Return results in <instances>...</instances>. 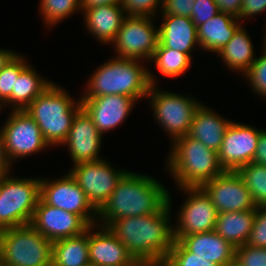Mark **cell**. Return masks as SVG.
Listing matches in <instances>:
<instances>
[{"label":"cell","mask_w":266,"mask_h":266,"mask_svg":"<svg viewBox=\"0 0 266 266\" xmlns=\"http://www.w3.org/2000/svg\"><path fill=\"white\" fill-rule=\"evenodd\" d=\"M156 212L113 221L109 230L126 247L136 262L165 260L173 246V196ZM173 206V207H172Z\"/></svg>","instance_id":"6da1fadb"},{"label":"cell","mask_w":266,"mask_h":266,"mask_svg":"<svg viewBox=\"0 0 266 266\" xmlns=\"http://www.w3.org/2000/svg\"><path fill=\"white\" fill-rule=\"evenodd\" d=\"M128 170L118 181L106 203L98 211L97 224L108 227L124 217L156 213L167 201V186L148 173Z\"/></svg>","instance_id":"7a4b0ae2"},{"label":"cell","mask_w":266,"mask_h":266,"mask_svg":"<svg viewBox=\"0 0 266 266\" xmlns=\"http://www.w3.org/2000/svg\"><path fill=\"white\" fill-rule=\"evenodd\" d=\"M149 67V64L139 60L111 55L86 79L80 97L118 94L133 97L138 103L145 101L151 87Z\"/></svg>","instance_id":"3957f363"},{"label":"cell","mask_w":266,"mask_h":266,"mask_svg":"<svg viewBox=\"0 0 266 266\" xmlns=\"http://www.w3.org/2000/svg\"><path fill=\"white\" fill-rule=\"evenodd\" d=\"M168 147L163 169L176 188L201 187L224 171L217 152L188 135L177 138Z\"/></svg>","instance_id":"277c9868"},{"label":"cell","mask_w":266,"mask_h":266,"mask_svg":"<svg viewBox=\"0 0 266 266\" xmlns=\"http://www.w3.org/2000/svg\"><path fill=\"white\" fill-rule=\"evenodd\" d=\"M82 108L80 94L73 96L54 82L34 99L25 111L37 123L46 142L59 148L67 139L73 119Z\"/></svg>","instance_id":"5b68a950"},{"label":"cell","mask_w":266,"mask_h":266,"mask_svg":"<svg viewBox=\"0 0 266 266\" xmlns=\"http://www.w3.org/2000/svg\"><path fill=\"white\" fill-rule=\"evenodd\" d=\"M161 87L151 85L146 103L154 124L165 132L171 145L177 138L188 135L193 117L203 103L192 93L181 94Z\"/></svg>","instance_id":"8992f818"},{"label":"cell","mask_w":266,"mask_h":266,"mask_svg":"<svg viewBox=\"0 0 266 266\" xmlns=\"http://www.w3.org/2000/svg\"><path fill=\"white\" fill-rule=\"evenodd\" d=\"M15 174L0 177V231L30 224L40 199L41 176Z\"/></svg>","instance_id":"52a82bcc"},{"label":"cell","mask_w":266,"mask_h":266,"mask_svg":"<svg viewBox=\"0 0 266 266\" xmlns=\"http://www.w3.org/2000/svg\"><path fill=\"white\" fill-rule=\"evenodd\" d=\"M53 242L31 224L0 231V266H52Z\"/></svg>","instance_id":"ba28073f"},{"label":"cell","mask_w":266,"mask_h":266,"mask_svg":"<svg viewBox=\"0 0 266 266\" xmlns=\"http://www.w3.org/2000/svg\"><path fill=\"white\" fill-rule=\"evenodd\" d=\"M157 22L155 17L126 16L110 44L113 56L149 64L159 43Z\"/></svg>","instance_id":"9c48e42d"},{"label":"cell","mask_w":266,"mask_h":266,"mask_svg":"<svg viewBox=\"0 0 266 266\" xmlns=\"http://www.w3.org/2000/svg\"><path fill=\"white\" fill-rule=\"evenodd\" d=\"M5 119L4 123L0 124V131L7 157L13 166L18 164L19 160L52 149L37 123L25 110L10 111Z\"/></svg>","instance_id":"30bf717a"},{"label":"cell","mask_w":266,"mask_h":266,"mask_svg":"<svg viewBox=\"0 0 266 266\" xmlns=\"http://www.w3.org/2000/svg\"><path fill=\"white\" fill-rule=\"evenodd\" d=\"M183 201L173 219L174 240L183 236L214 230L218 212L210 197L201 187L177 188Z\"/></svg>","instance_id":"8fae6325"},{"label":"cell","mask_w":266,"mask_h":266,"mask_svg":"<svg viewBox=\"0 0 266 266\" xmlns=\"http://www.w3.org/2000/svg\"><path fill=\"white\" fill-rule=\"evenodd\" d=\"M59 177L41 176L40 199L52 206L79 215L89 226L97 224L98 211L66 170Z\"/></svg>","instance_id":"7c38bea8"},{"label":"cell","mask_w":266,"mask_h":266,"mask_svg":"<svg viewBox=\"0 0 266 266\" xmlns=\"http://www.w3.org/2000/svg\"><path fill=\"white\" fill-rule=\"evenodd\" d=\"M67 171L84 191L92 206L99 211L128 170L115 167L105 158L74 165Z\"/></svg>","instance_id":"4fadbf2b"},{"label":"cell","mask_w":266,"mask_h":266,"mask_svg":"<svg viewBox=\"0 0 266 266\" xmlns=\"http://www.w3.org/2000/svg\"><path fill=\"white\" fill-rule=\"evenodd\" d=\"M251 123L231 122L225 131L222 146L217 152L218 161L224 171H238L253 161L260 128Z\"/></svg>","instance_id":"5bb4252c"},{"label":"cell","mask_w":266,"mask_h":266,"mask_svg":"<svg viewBox=\"0 0 266 266\" xmlns=\"http://www.w3.org/2000/svg\"><path fill=\"white\" fill-rule=\"evenodd\" d=\"M201 188L210 197L218 213L256 209L250 191L237 171H223Z\"/></svg>","instance_id":"9a60e30c"},{"label":"cell","mask_w":266,"mask_h":266,"mask_svg":"<svg viewBox=\"0 0 266 266\" xmlns=\"http://www.w3.org/2000/svg\"><path fill=\"white\" fill-rule=\"evenodd\" d=\"M103 138L89 114L81 108L73 119L67 139L60 147H65L68 151L67 156L73 167L80 163L105 159L101 153Z\"/></svg>","instance_id":"2e32d148"},{"label":"cell","mask_w":266,"mask_h":266,"mask_svg":"<svg viewBox=\"0 0 266 266\" xmlns=\"http://www.w3.org/2000/svg\"><path fill=\"white\" fill-rule=\"evenodd\" d=\"M80 98L82 108L89 114L103 137L121 127L139 104L133 97L118 94Z\"/></svg>","instance_id":"e0dca14e"},{"label":"cell","mask_w":266,"mask_h":266,"mask_svg":"<svg viewBox=\"0 0 266 266\" xmlns=\"http://www.w3.org/2000/svg\"><path fill=\"white\" fill-rule=\"evenodd\" d=\"M30 224L51 242L80 235L89 227L79 215L52 207L41 199Z\"/></svg>","instance_id":"ac0fdd59"},{"label":"cell","mask_w":266,"mask_h":266,"mask_svg":"<svg viewBox=\"0 0 266 266\" xmlns=\"http://www.w3.org/2000/svg\"><path fill=\"white\" fill-rule=\"evenodd\" d=\"M88 246L90 266H132L136 262L108 227L89 226Z\"/></svg>","instance_id":"d6986e66"},{"label":"cell","mask_w":266,"mask_h":266,"mask_svg":"<svg viewBox=\"0 0 266 266\" xmlns=\"http://www.w3.org/2000/svg\"><path fill=\"white\" fill-rule=\"evenodd\" d=\"M156 19L159 21V43L162 46L186 53L192 58L195 50L198 51L197 48L200 50L197 26L191 18L171 14H158Z\"/></svg>","instance_id":"ffe728a7"},{"label":"cell","mask_w":266,"mask_h":266,"mask_svg":"<svg viewBox=\"0 0 266 266\" xmlns=\"http://www.w3.org/2000/svg\"><path fill=\"white\" fill-rule=\"evenodd\" d=\"M82 17L86 34L101 46L110 47L126 15L120 4H110L84 9Z\"/></svg>","instance_id":"44dd1931"},{"label":"cell","mask_w":266,"mask_h":266,"mask_svg":"<svg viewBox=\"0 0 266 266\" xmlns=\"http://www.w3.org/2000/svg\"><path fill=\"white\" fill-rule=\"evenodd\" d=\"M187 251L218 266H233L235 247L214 230L183 236L178 241Z\"/></svg>","instance_id":"7402d4cb"},{"label":"cell","mask_w":266,"mask_h":266,"mask_svg":"<svg viewBox=\"0 0 266 266\" xmlns=\"http://www.w3.org/2000/svg\"><path fill=\"white\" fill-rule=\"evenodd\" d=\"M221 115L217 109L202 104L196 111L188 136L200 141L207 148L216 152L220 150L224 134L233 120Z\"/></svg>","instance_id":"603a6c76"},{"label":"cell","mask_w":266,"mask_h":266,"mask_svg":"<svg viewBox=\"0 0 266 266\" xmlns=\"http://www.w3.org/2000/svg\"><path fill=\"white\" fill-rule=\"evenodd\" d=\"M247 24H242L234 33L231 40L214 56L218 57L227 68L241 77L248 71L257 58L255 45L251 34L246 30ZM250 34V35H249Z\"/></svg>","instance_id":"cb8c5ba5"},{"label":"cell","mask_w":266,"mask_h":266,"mask_svg":"<svg viewBox=\"0 0 266 266\" xmlns=\"http://www.w3.org/2000/svg\"><path fill=\"white\" fill-rule=\"evenodd\" d=\"M243 23L236 17L219 12L197 27L200 52L217 54L233 37ZM204 51V52H203Z\"/></svg>","instance_id":"d4e9b609"},{"label":"cell","mask_w":266,"mask_h":266,"mask_svg":"<svg viewBox=\"0 0 266 266\" xmlns=\"http://www.w3.org/2000/svg\"><path fill=\"white\" fill-rule=\"evenodd\" d=\"M193 59L190 55L176 51L170 48H166L158 43L156 50L154 51L153 57L151 58L149 64L151 63V67L149 68V80L151 85H160L161 79H177L181 76H185V73L193 66ZM154 72H152V71ZM159 73V75L154 74ZM161 76V79H160ZM159 78V79H158ZM159 83V84H158Z\"/></svg>","instance_id":"484cf974"},{"label":"cell","mask_w":266,"mask_h":266,"mask_svg":"<svg viewBox=\"0 0 266 266\" xmlns=\"http://www.w3.org/2000/svg\"><path fill=\"white\" fill-rule=\"evenodd\" d=\"M40 74L30 63L15 79L11 94V111L25 110L30 103L41 95L54 81Z\"/></svg>","instance_id":"4316f807"},{"label":"cell","mask_w":266,"mask_h":266,"mask_svg":"<svg viewBox=\"0 0 266 266\" xmlns=\"http://www.w3.org/2000/svg\"><path fill=\"white\" fill-rule=\"evenodd\" d=\"M254 218L255 210L221 212L217 215L214 231L236 248L248 241Z\"/></svg>","instance_id":"83f0119b"},{"label":"cell","mask_w":266,"mask_h":266,"mask_svg":"<svg viewBox=\"0 0 266 266\" xmlns=\"http://www.w3.org/2000/svg\"><path fill=\"white\" fill-rule=\"evenodd\" d=\"M52 266H90L88 228L80 235L53 242Z\"/></svg>","instance_id":"f1b7e54d"},{"label":"cell","mask_w":266,"mask_h":266,"mask_svg":"<svg viewBox=\"0 0 266 266\" xmlns=\"http://www.w3.org/2000/svg\"><path fill=\"white\" fill-rule=\"evenodd\" d=\"M37 5L39 19L48 31L78 12L82 15L81 0H40Z\"/></svg>","instance_id":"f546056e"},{"label":"cell","mask_w":266,"mask_h":266,"mask_svg":"<svg viewBox=\"0 0 266 266\" xmlns=\"http://www.w3.org/2000/svg\"><path fill=\"white\" fill-rule=\"evenodd\" d=\"M28 58L30 57L18 52L0 72V115L4 110L11 111V94L14 90L15 79L30 63Z\"/></svg>","instance_id":"4dcf8cb0"},{"label":"cell","mask_w":266,"mask_h":266,"mask_svg":"<svg viewBox=\"0 0 266 266\" xmlns=\"http://www.w3.org/2000/svg\"><path fill=\"white\" fill-rule=\"evenodd\" d=\"M256 206H266V165L250 162L237 171Z\"/></svg>","instance_id":"1f68e13d"},{"label":"cell","mask_w":266,"mask_h":266,"mask_svg":"<svg viewBox=\"0 0 266 266\" xmlns=\"http://www.w3.org/2000/svg\"><path fill=\"white\" fill-rule=\"evenodd\" d=\"M260 51L242 78L247 82L249 92L252 91L254 97H260L259 100L266 103V48L262 47Z\"/></svg>","instance_id":"d6a6232c"},{"label":"cell","mask_w":266,"mask_h":266,"mask_svg":"<svg viewBox=\"0 0 266 266\" xmlns=\"http://www.w3.org/2000/svg\"><path fill=\"white\" fill-rule=\"evenodd\" d=\"M166 266H218L214 262L197 256L187 251L178 241L174 240L173 246L165 259Z\"/></svg>","instance_id":"836d02e7"},{"label":"cell","mask_w":266,"mask_h":266,"mask_svg":"<svg viewBox=\"0 0 266 266\" xmlns=\"http://www.w3.org/2000/svg\"><path fill=\"white\" fill-rule=\"evenodd\" d=\"M126 16L158 17L162 0H120Z\"/></svg>","instance_id":"e575fe53"},{"label":"cell","mask_w":266,"mask_h":266,"mask_svg":"<svg viewBox=\"0 0 266 266\" xmlns=\"http://www.w3.org/2000/svg\"><path fill=\"white\" fill-rule=\"evenodd\" d=\"M233 266H266V248L249 244L236 247Z\"/></svg>","instance_id":"d590c367"},{"label":"cell","mask_w":266,"mask_h":266,"mask_svg":"<svg viewBox=\"0 0 266 266\" xmlns=\"http://www.w3.org/2000/svg\"><path fill=\"white\" fill-rule=\"evenodd\" d=\"M246 244L266 248V206H256L253 228Z\"/></svg>","instance_id":"8d00e7d4"},{"label":"cell","mask_w":266,"mask_h":266,"mask_svg":"<svg viewBox=\"0 0 266 266\" xmlns=\"http://www.w3.org/2000/svg\"><path fill=\"white\" fill-rule=\"evenodd\" d=\"M220 12L214 0H195L191 20L198 27Z\"/></svg>","instance_id":"74e56055"},{"label":"cell","mask_w":266,"mask_h":266,"mask_svg":"<svg viewBox=\"0 0 266 266\" xmlns=\"http://www.w3.org/2000/svg\"><path fill=\"white\" fill-rule=\"evenodd\" d=\"M195 0H162L159 14L179 15L191 18Z\"/></svg>","instance_id":"f35d334b"},{"label":"cell","mask_w":266,"mask_h":266,"mask_svg":"<svg viewBox=\"0 0 266 266\" xmlns=\"http://www.w3.org/2000/svg\"><path fill=\"white\" fill-rule=\"evenodd\" d=\"M266 13V0H242L240 16L238 19L243 23L254 20L256 15Z\"/></svg>","instance_id":"ab89813d"},{"label":"cell","mask_w":266,"mask_h":266,"mask_svg":"<svg viewBox=\"0 0 266 266\" xmlns=\"http://www.w3.org/2000/svg\"><path fill=\"white\" fill-rule=\"evenodd\" d=\"M220 12L230 14L236 18L240 16L242 0H214Z\"/></svg>","instance_id":"60d3db41"},{"label":"cell","mask_w":266,"mask_h":266,"mask_svg":"<svg viewBox=\"0 0 266 266\" xmlns=\"http://www.w3.org/2000/svg\"><path fill=\"white\" fill-rule=\"evenodd\" d=\"M252 162L266 165V127L263 129L261 128V133Z\"/></svg>","instance_id":"b9f144b4"},{"label":"cell","mask_w":266,"mask_h":266,"mask_svg":"<svg viewBox=\"0 0 266 266\" xmlns=\"http://www.w3.org/2000/svg\"><path fill=\"white\" fill-rule=\"evenodd\" d=\"M14 168L15 167L7 157L3 137L0 131V177L11 174Z\"/></svg>","instance_id":"7bdbcfd3"},{"label":"cell","mask_w":266,"mask_h":266,"mask_svg":"<svg viewBox=\"0 0 266 266\" xmlns=\"http://www.w3.org/2000/svg\"><path fill=\"white\" fill-rule=\"evenodd\" d=\"M110 4H120V0H81V9L83 11L87 8Z\"/></svg>","instance_id":"ee69618b"},{"label":"cell","mask_w":266,"mask_h":266,"mask_svg":"<svg viewBox=\"0 0 266 266\" xmlns=\"http://www.w3.org/2000/svg\"><path fill=\"white\" fill-rule=\"evenodd\" d=\"M17 53L10 48H0V72Z\"/></svg>","instance_id":"f6af8a7d"},{"label":"cell","mask_w":266,"mask_h":266,"mask_svg":"<svg viewBox=\"0 0 266 266\" xmlns=\"http://www.w3.org/2000/svg\"><path fill=\"white\" fill-rule=\"evenodd\" d=\"M132 266H166V262L165 260L139 261L135 262Z\"/></svg>","instance_id":"bcb514c9"},{"label":"cell","mask_w":266,"mask_h":266,"mask_svg":"<svg viewBox=\"0 0 266 266\" xmlns=\"http://www.w3.org/2000/svg\"><path fill=\"white\" fill-rule=\"evenodd\" d=\"M264 19H266V18L264 17ZM265 23H266V20H265ZM264 26H265V28H264V31H265V32H263L264 35H263V37H262V40H263L262 42H263V43L261 44V42H260V45H261V46L263 45L262 47L266 48V24H265Z\"/></svg>","instance_id":"7dc6e473"}]
</instances>
